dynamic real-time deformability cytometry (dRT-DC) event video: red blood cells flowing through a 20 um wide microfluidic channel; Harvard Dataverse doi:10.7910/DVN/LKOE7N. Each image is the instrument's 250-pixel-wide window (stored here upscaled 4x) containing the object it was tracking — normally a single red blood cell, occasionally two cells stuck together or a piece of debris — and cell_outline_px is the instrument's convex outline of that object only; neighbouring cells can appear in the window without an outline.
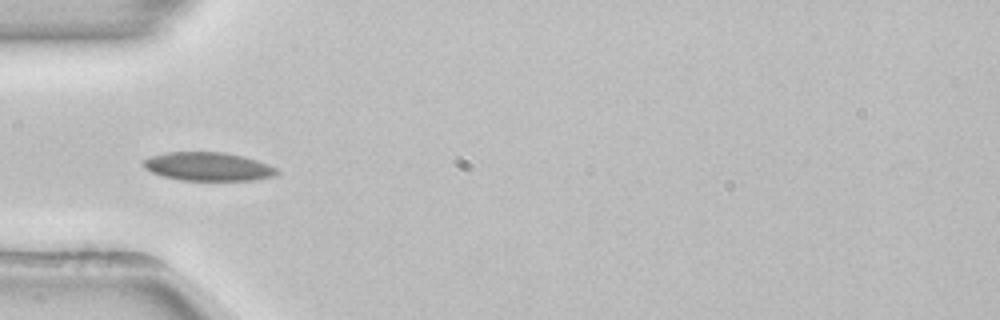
{"species": "common noctule bat (a hibernating species)", "species_latin": "Nyctalus noctula", "temperature_condition": "room temperature", "stored_images_in_passage": 52, "camera_frame_rate_fps": 3000, "um_per_image_px": 0.085, "animal": {"sex": "female", "body_mass_g": 22.7, "forearm_length_mm": 54.2}, "frame": {"image": 1, "passage_image": 16, "time_ms": 5.0, "image_size_px": [1000, 320], "cell_outline_px": [[280, 172], [272, 176], [256, 180], [180, 180], [164, 176], [152, 172], [144, 168], [144, 160], [152, 156], [164, 152], [224, 152], [244, 156], [268, 164], [276, 168]], "centroid_in_image_um": [17.71, 14.15], "position_along_channel_um": 67.3, "area_um2": 22.08}, "authors_computed_cell_mechanics": {"area_um2": 21.1837, "velocity_mm_per_s": 3.8402, "shape_relaxation_time_tau1_ms": null, "shape_relaxation_time_tau2_ms": 2.304, "deformation_change_tau1": null, "deformation_change_tau2": 0.0416}}